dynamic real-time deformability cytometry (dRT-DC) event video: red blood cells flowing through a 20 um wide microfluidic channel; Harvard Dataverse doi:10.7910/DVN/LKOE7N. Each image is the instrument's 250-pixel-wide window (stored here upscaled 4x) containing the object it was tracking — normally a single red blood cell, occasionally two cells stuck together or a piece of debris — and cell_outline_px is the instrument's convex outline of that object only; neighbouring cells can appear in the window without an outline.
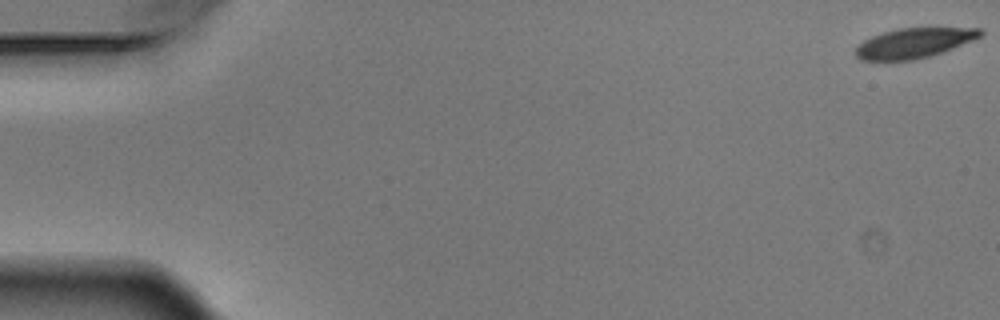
{"species": "Egyptian fruit bat (a non-hibernating species)", "species_latin": "Rousettus aegyptiacus", "temperature_condition": "warm", "stored_images_in_passage": 8, "camera_frame_rate_fps": 3000, "um_per_image_px": 0.085, "animal": {"sex": "male"}, "frame": {"image": 1, "passage_image": 1, "time_ms": 0.0, "image_size_px": [1000, 320], "cell_outline_px": [[984, 36], [944, 52], [916, 60], [860, 60], [856, 56], [856, 48], [864, 40], [872, 36], [884, 32], [900, 28], [984, 28]], "centroid_in_image_um": [77.76, 3.65], "position_along_channel_um": 7.2, "area_um2": 21.85}}
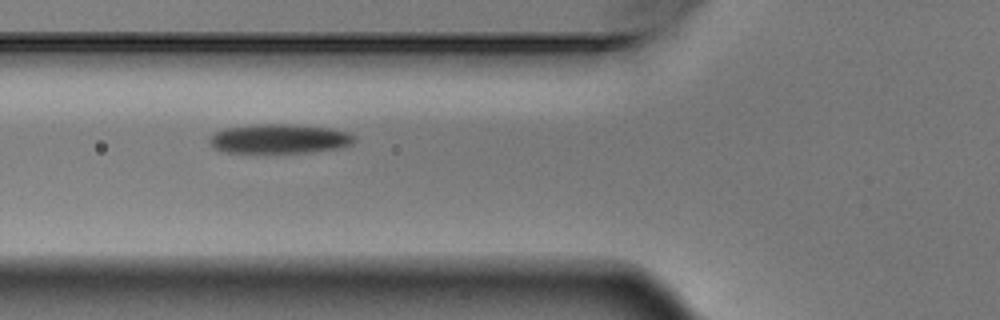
{"frame": {"image": 2, "passage_image": 6, "time_ms": 1.667, "image_size_px": [1000, 320], "cell_outline_px": [[356, 140], [352, 144], [340, 148], [312, 152], [224, 152], [212, 148], [208, 144], [208, 140], [216, 132], [224, 128], [256, 124], [288, 124], [332, 128], [348, 132], [356, 136]], "centroid_in_image_um": [23.76, 11.79], "position_along_channel_um": 102.0, "area_um2": 24.97}}
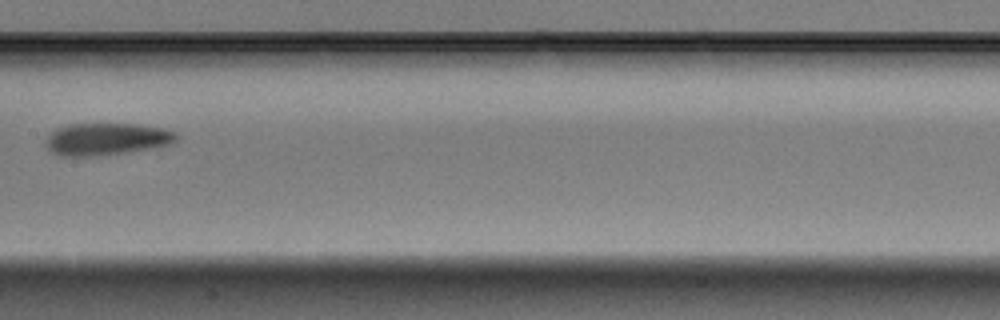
{"frame": {"image": 3, "passage_image": 8, "time_ms": 2.333, "image_size_px": [1000, 320], "cell_outline_px": [[180, 136], [172, 144], [124, 152], [88, 156], [60, 156], [52, 152], [48, 148], [48, 136], [56, 128], [68, 124], [140, 124], [164, 128], [176, 132]], "centroid_in_image_um": [9.1, 11.8], "position_along_channel_um": 198.3, "area_um2": 24.22}}